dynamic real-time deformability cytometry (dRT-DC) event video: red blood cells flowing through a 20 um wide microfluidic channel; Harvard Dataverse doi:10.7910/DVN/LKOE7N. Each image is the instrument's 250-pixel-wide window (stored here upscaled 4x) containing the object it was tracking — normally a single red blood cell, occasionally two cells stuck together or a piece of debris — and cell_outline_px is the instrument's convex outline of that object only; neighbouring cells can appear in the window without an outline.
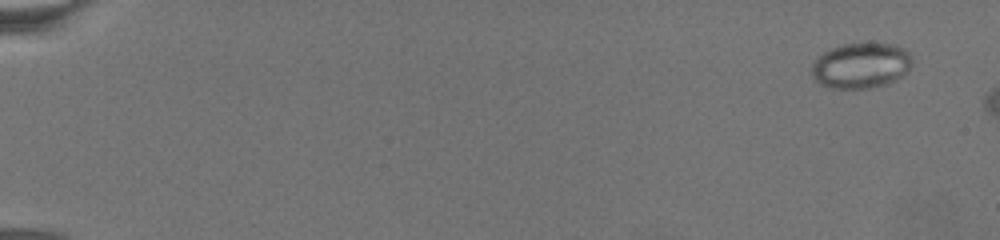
{"species": "common noctule bat (a hibernating species)", "species_latin": "Nyctalus noctula", "temperature_condition": "warm", "stored_images_in_passage": 5, "camera_frame_rate_fps": 3000, "um_per_image_px": 0.085, "animal": {"sex": "female", "body_mass_g": 19.5, "forearm_length_mm": 54.1}, "frame": {"image": 1, "passage_image": 1, "time_ms": 0.0, "image_size_px": [1000, 240], "cell_outline_px": [[912, 64], [900, 76], [884, 84], [868, 88], [832, 88], [820, 84], [812, 76], [812, 64], [824, 52], [832, 48], [844, 44], [896, 44], [904, 48], [912, 56]], "centroid_in_image_um": [73.17, 5.56], "position_along_channel_um": 11.8, "area_um2": 26.13}}